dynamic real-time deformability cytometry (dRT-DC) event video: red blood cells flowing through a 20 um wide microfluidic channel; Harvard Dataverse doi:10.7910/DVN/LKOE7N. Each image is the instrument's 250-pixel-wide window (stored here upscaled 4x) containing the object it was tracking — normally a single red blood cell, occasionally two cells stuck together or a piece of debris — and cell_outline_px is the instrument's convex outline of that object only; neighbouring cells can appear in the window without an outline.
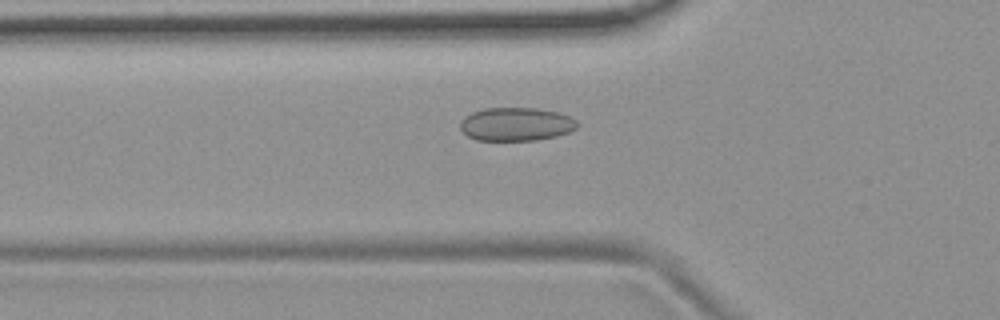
{"species": "common noctule bat (a hibernating species)", "species_latin": "Nyctalus noctula", "temperature_condition": "room temperature", "stored_images_in_passage": 55, "camera_frame_rate_fps": 3000, "um_per_image_px": 0.085, "animal": {"sex": "female", "body_mass_g": 19.9}, "frame": {"image": 1, "passage_image": 19, "time_ms": 6.0, "image_size_px": [1000, 320], "cell_outline_px": [[580, 124], [576, 128], [568, 132], [556, 136], [536, 140], [476, 140], [468, 136], [460, 128], [460, 120], [464, 116], [472, 112], [484, 108], [536, 108], [556, 112], [568, 116], [576, 120]], "centroid_in_image_um": [43.85, 10.55], "position_along_channel_um": 82.0, "area_um2": 22.77}}
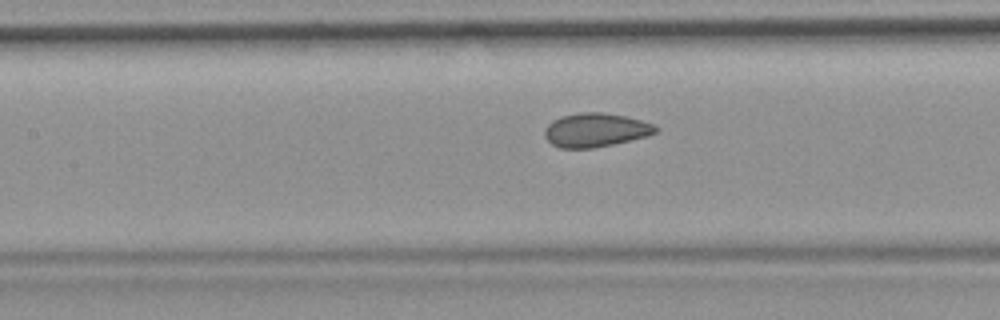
{"frame": {"image": 2, "passage_image": 25, "time_ms": 8.0, "image_size_px": [1000, 320], "cell_outline_px": [[660, 128], [656, 132], [648, 136], [612, 144], [592, 148], [560, 148], [552, 144], [544, 136], [544, 128], [552, 120], [560, 116], [580, 112], [600, 112], [628, 116], [652, 124]], "centroid_in_image_um": [50.6, 11.04], "position_along_channel_um": 156.8, "area_um2": 21.96}}
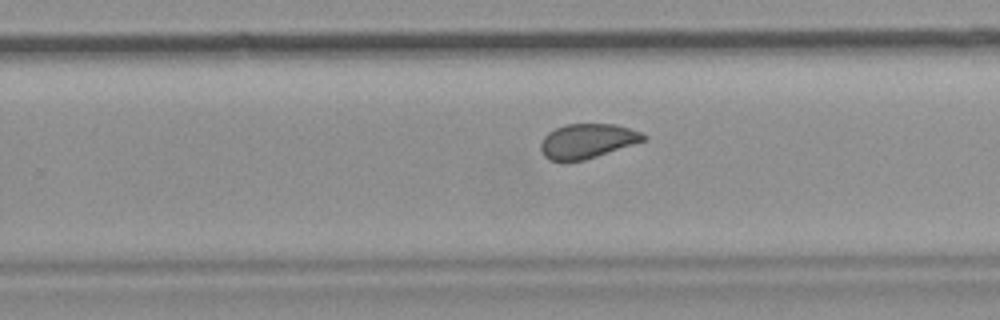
{"frame": {"image": 3, "passage_image": 35, "time_ms": 11.333, "image_size_px": [1000, 320], "cell_outline_px": [[648, 140], [584, 160], [548, 160], [544, 156], [540, 148], [540, 144], [544, 136], [548, 132], [564, 124], [616, 124], [640, 132], [648, 136]], "centroid_in_image_um": [49.94, 11.98], "position_along_channel_um": 279.9, "area_um2": 20.69}, "authors_computed_cell_mechanics": {"area_um2": 22.253, "velocity_mm_per_s": 3.7133, "shape_relaxation_time_tau1_ms": null, "shape_relaxation_time_tau2_ms": 0.9388, "deformation_change_tau1": null, "deformation_change_tau2": 0.0421}}